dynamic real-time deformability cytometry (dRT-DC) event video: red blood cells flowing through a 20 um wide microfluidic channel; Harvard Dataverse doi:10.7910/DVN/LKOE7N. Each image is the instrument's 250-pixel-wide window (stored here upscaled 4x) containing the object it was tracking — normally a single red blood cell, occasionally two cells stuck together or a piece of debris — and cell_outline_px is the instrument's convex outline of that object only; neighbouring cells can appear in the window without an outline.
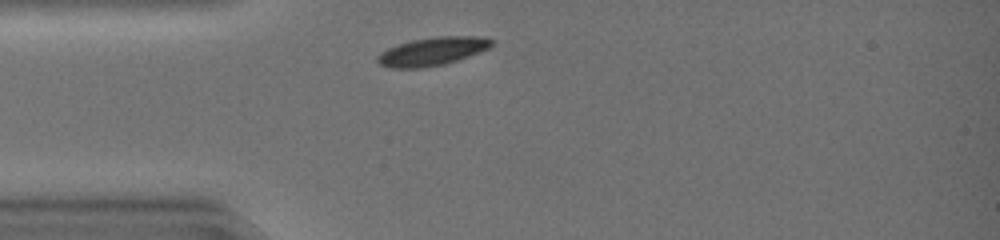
{"species": "common noctule bat (a hibernating species)", "species_latin": "Nyctalus noctula", "temperature_condition": "warm", "stored_images_in_passage": 30, "camera_frame_rate_fps": 3000, "um_per_image_px": 0.085, "animal": {"sex": "female", "body_mass_g": 19.0, "forearm_length_mm": 51.5}, "frame": {"image": 1, "passage_image": 2, "time_ms": 0.333, "image_size_px": [1000, 240], "cell_outline_px": [[492, 44], [488, 48], [480, 52], [444, 64], [420, 68], [392, 68], [380, 64], [376, 60], [376, 56], [380, 52], [388, 48], [412, 40], [436, 36], [480, 36], [492, 40]], "centroid_in_image_um": [36.72, 4.36], "position_along_channel_um": 48.3, "area_um2": 18.61}}
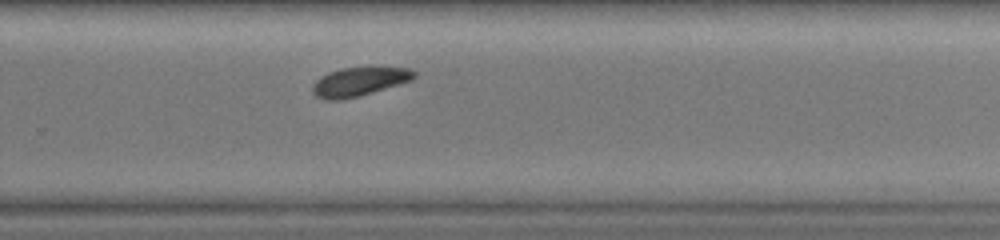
{"frame": {"image": 2, "passage_image": 21, "time_ms": 6.667, "image_size_px": [1000, 240], "cell_outline_px": [[416, 76], [412, 80], [372, 92], [344, 100], [324, 100], [316, 96], [312, 92], [312, 84], [320, 76], [328, 72], [344, 68], [412, 68], [416, 72]], "centroid_in_image_um": [30.49, 6.95], "position_along_channel_um": 299.3, "area_um2": 16.94}}
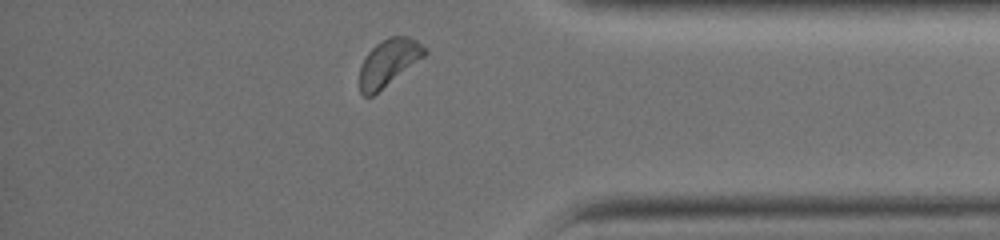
{"frame": {"image": 3, "passage_image": 29, "time_ms": 9.333, "image_size_px": [1000, 240], "cell_outline_px": [[428, 52], [424, 56], [372, 96], [364, 96], [360, 92], [360, 68], [368, 52], [380, 40], [388, 36], [408, 36], [416, 40], [428, 48]], "centroid_in_image_um": [33.04, 5.28], "position_along_channel_um": 402.2, "area_um2": 17.51}, "authors_computed_cell_mechanics": {"area_um2": 18.5249, "velocity_mm_per_s": 4.1326, "shape_relaxation_time_tau1_ms": 2.2348, "shape_relaxation_time_tau2_ms": null, "deformation_change_tau1": 0.0892, "deformation_change_tau2": null}}